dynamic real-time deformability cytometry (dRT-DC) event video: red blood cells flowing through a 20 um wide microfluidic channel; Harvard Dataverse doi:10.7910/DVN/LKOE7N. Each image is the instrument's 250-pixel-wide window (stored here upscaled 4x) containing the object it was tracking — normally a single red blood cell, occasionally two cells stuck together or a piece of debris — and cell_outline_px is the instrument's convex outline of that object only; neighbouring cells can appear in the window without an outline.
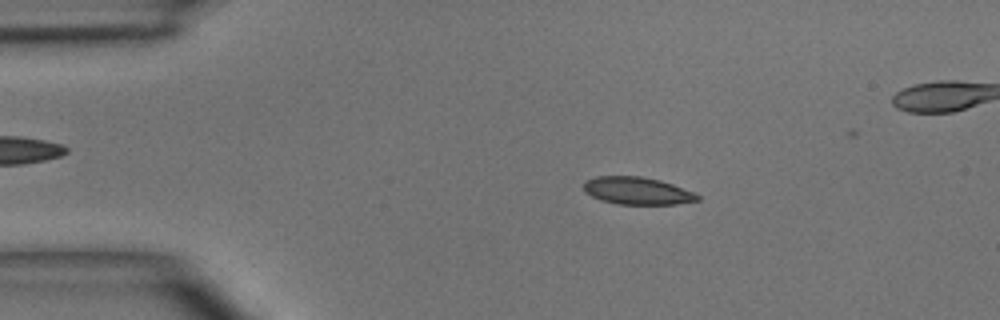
{"species": "common noctule bat (a hibernating species)", "species_latin": "Nyctalus noctula", "temperature_condition": "room temperature", "stored_images_in_passage": 4, "segment_of_instrument_passage": [1, 2], "camera_frame_rate_fps": 3000, "um_per_image_px": 0.085, "animal": {"sex": "male", "body_mass_g": 15.6}, "frame": {"image": 1, "passage_image": 2, "time_ms": 1.0, "image_size_px": [1000, 320], "cell_outline_px": [[700, 200], [676, 204], [616, 204], [600, 200], [584, 192], [584, 180], [596, 176], [640, 176], [660, 180], [696, 192], [700, 196]], "centroid_in_image_um": [54.17, 16.21], "position_along_channel_um": 30.8, "area_um2": 18.38}}